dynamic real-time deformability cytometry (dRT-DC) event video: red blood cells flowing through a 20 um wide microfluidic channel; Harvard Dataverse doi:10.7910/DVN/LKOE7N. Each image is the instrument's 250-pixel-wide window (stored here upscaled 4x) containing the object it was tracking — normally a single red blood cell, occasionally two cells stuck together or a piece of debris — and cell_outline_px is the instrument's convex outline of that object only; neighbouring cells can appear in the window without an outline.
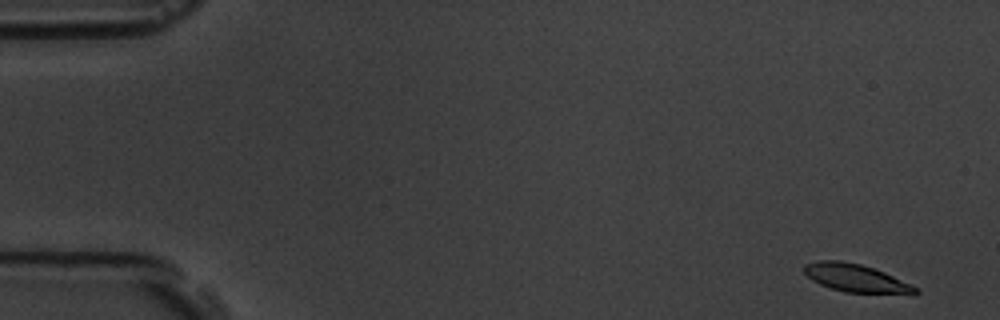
{"species": "common noctule bat (a hibernating species)", "species_latin": "Nyctalus noctula", "temperature_condition": "room temperature", "stored_images_in_passage": 4, "camera_frame_rate_fps": 3000, "um_per_image_px": 0.085, "animal": {"sex": "male", "body_mass_g": 19.5, "forearm_length_mm": 54.6}, "frame": {"image": 1, "passage_image": 1, "time_ms": 0.0, "image_size_px": [1000, 320], "cell_outline_px": [[920, 292], [916, 296], [912, 296], [844, 292], [820, 284], [812, 280], [804, 272], [804, 264], [820, 260], [840, 260], [860, 264], [884, 272], [912, 284], [920, 288]], "centroid_in_image_um": [72.89, 23.69], "position_along_channel_um": 12.1, "area_um2": 18.73}}
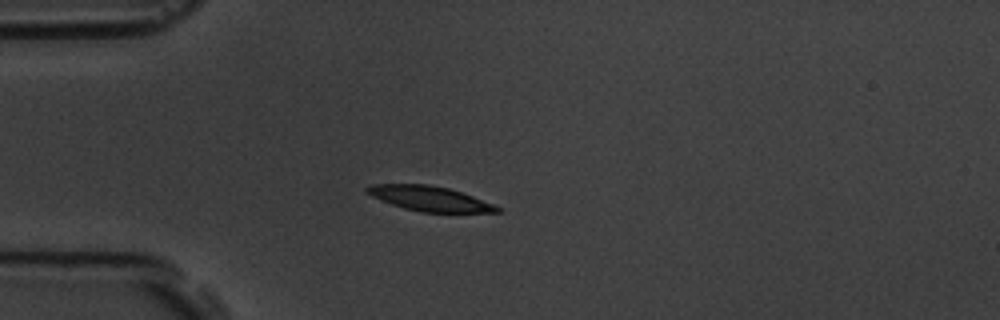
{"frame": {"image": 2, "passage_image": 4, "time_ms": 4.333, "image_size_px": [1000, 320], "cell_outline_px": [[500, 212], [420, 212], [404, 208], [380, 200], [364, 192], [364, 188], [372, 184], [428, 184], [448, 188], [472, 196], [492, 204], [500, 208]], "centroid_in_image_um": [36.45, 16.87], "position_along_channel_um": 48.6, "area_um2": 18.67}}